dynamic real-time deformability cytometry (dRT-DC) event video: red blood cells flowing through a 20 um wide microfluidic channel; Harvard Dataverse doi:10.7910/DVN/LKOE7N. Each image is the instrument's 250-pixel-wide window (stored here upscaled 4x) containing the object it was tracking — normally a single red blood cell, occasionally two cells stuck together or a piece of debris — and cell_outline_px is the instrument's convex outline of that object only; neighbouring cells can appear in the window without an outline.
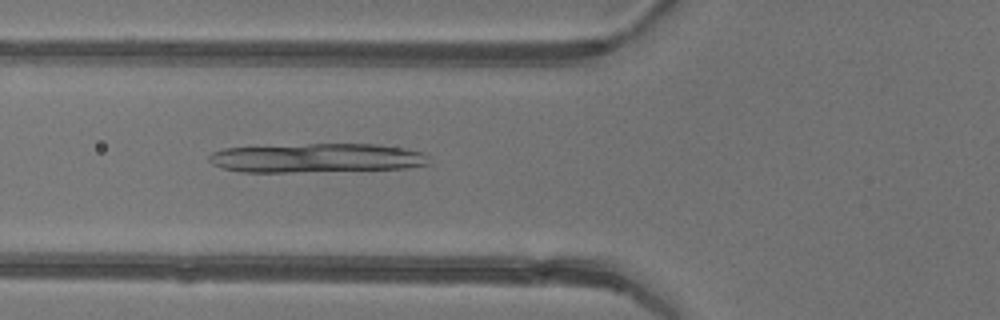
{"species": "common noctule bat (a hibernating species)", "species_latin": "Nyctalus noctula", "temperature_condition": "warm", "stored_images_in_passage": 5, "camera_frame_rate_fps": 3000, "um_per_image_px": 0.085, "animal": {"sex": "female"}, "frame": {"image": 1, "passage_image": 5, "time_ms": 5.667, "image_size_px": [1000, 320], "cell_outline_px": [[428, 164], [408, 168], [288, 172], [240, 172], [224, 168], [212, 164], [208, 160], [208, 156], [212, 152], [224, 148], [308, 144], [376, 144], [404, 148], [428, 152]], "centroid_in_image_um": [26.94, 13.42], "position_along_channel_um": 98.9, "area_um2": 37.4}}